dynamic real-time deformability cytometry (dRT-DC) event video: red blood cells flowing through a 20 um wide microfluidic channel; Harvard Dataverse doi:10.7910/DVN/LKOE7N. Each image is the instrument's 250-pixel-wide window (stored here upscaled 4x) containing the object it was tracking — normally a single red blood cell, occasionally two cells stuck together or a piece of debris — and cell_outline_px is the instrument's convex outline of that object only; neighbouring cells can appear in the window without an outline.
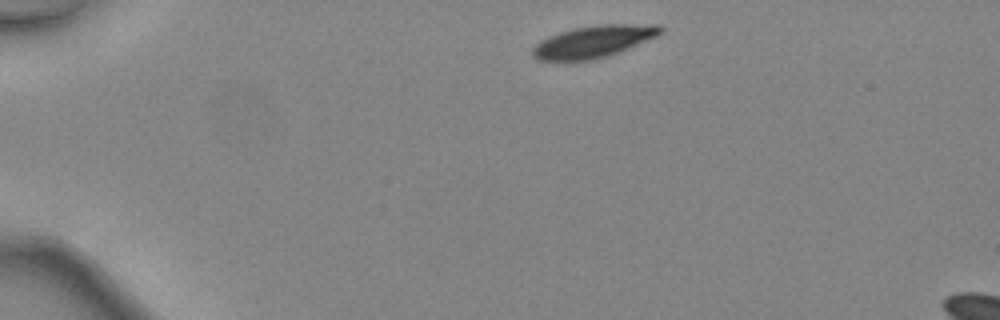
{"species": "common noctule bat (a hibernating species)", "species_latin": "Nyctalus noctula", "temperature_condition": "warm", "stored_images_in_passage": 7, "camera_frame_rate_fps": 3000, "um_per_image_px": 0.085, "animal": {"sex": "female", "body_mass_g": 24.6, "forearm_length_mm": 56.2}, "frame": {"image": 1, "passage_image": 1, "time_ms": 0.0, "image_size_px": [1000, 320], "cell_outline_px": [[664, 32], [656, 36], [628, 48], [608, 56], [588, 60], [540, 60], [532, 52], [532, 48], [540, 40], [548, 36], [572, 28], [596, 24], [660, 24], [664, 28]], "centroid_in_image_um": [50.48, 3.5], "position_along_channel_um": 34.5, "area_um2": 23.76}}